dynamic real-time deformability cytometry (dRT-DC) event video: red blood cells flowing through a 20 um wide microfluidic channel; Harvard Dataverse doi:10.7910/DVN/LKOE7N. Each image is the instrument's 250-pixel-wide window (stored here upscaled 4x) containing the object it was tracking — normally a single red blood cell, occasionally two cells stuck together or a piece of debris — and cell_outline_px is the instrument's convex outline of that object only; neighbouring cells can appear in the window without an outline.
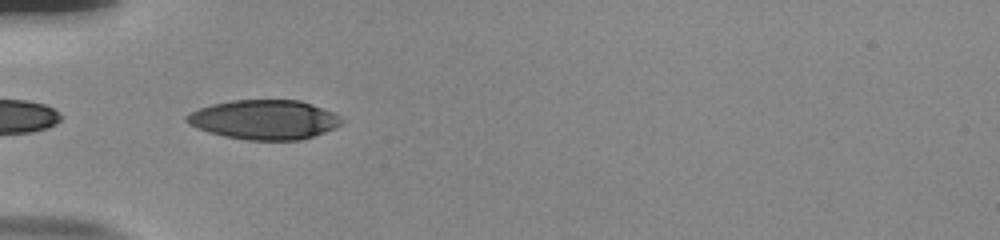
{"species": "human", "species_latin": "Homo sapiens", "temperature_condition": "room temperature", "stored_images_in_passage": 20, "camera_frame_rate_fps": 3000, "um_per_image_px": 0.085, "donor": {"sex": "male"}, "frame": {"image": 1, "passage_image": 1, "time_ms": 0.0, "image_size_px": [1000, 240], "cell_outline_px": [[344, 120], [336, 128], [300, 140], [248, 140], [224, 136], [208, 132], [188, 124], [184, 120], [184, 116], [200, 108], [212, 104], [232, 100], [300, 100], [312, 104], [332, 112], [340, 116]], "centroid_in_image_um": [22.46, 10.17], "position_along_channel_um": 62.5, "area_um2": 35.6}}
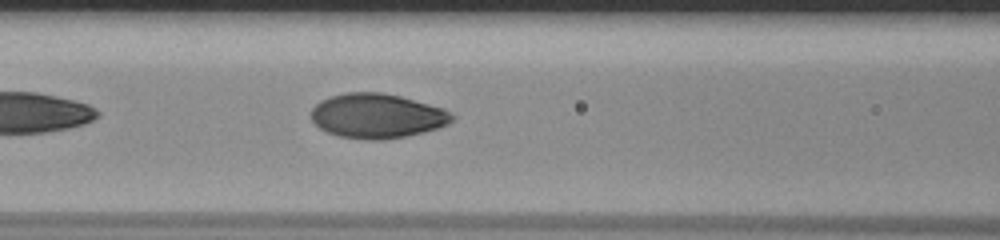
{"frame": {"image": 2, "passage_image": 7, "time_ms": 2.0, "image_size_px": [1000, 240], "cell_outline_px": [[456, 116], [448, 124], [424, 132], [408, 136], [380, 140], [368, 140], [340, 136], [328, 132], [320, 128], [312, 120], [312, 108], [320, 100], [328, 96], [348, 92], [380, 92], [400, 96], [444, 108]], "centroid_in_image_um": [32.06, 9.84], "position_along_channel_um": 134.5, "area_um2": 36.65}}
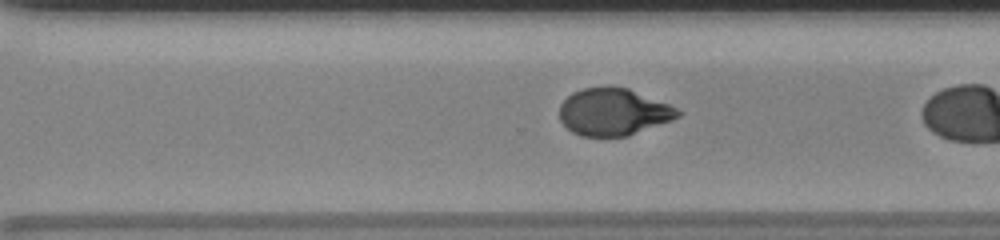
{"frame": {"image": 3, "passage_image": 19, "time_ms": 6.0, "image_size_px": [1000, 240], "cell_outline_px": [[684, 112], [680, 116], [672, 120], [628, 136], [580, 136], [572, 132], [560, 120], [560, 104], [572, 92], [584, 88], [628, 88], [668, 104]], "centroid_in_image_um": [52.15, 9.53], "position_along_channel_um": 318.5, "area_um2": 32.14}}